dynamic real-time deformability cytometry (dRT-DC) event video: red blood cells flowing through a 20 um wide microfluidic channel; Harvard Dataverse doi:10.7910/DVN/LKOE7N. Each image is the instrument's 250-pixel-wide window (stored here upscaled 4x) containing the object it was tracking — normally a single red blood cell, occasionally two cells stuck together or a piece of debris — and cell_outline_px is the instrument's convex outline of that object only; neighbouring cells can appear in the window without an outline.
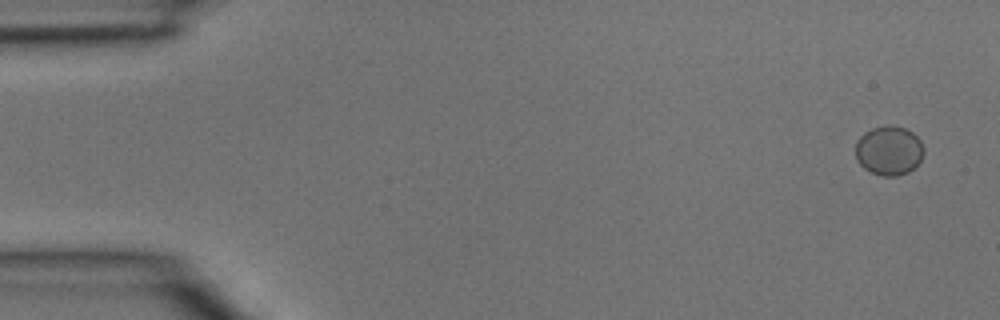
{"species": "common noctule bat (a hibernating species)", "species_latin": "Nyctalus noctula", "temperature_condition": "room temperature", "stored_images_in_passage": 4, "camera_frame_rate_fps": 3000, "um_per_image_px": 0.085, "animal": {"sex": "male", "body_mass_g": 15.6}, "frame": {"image": 1, "passage_image": 1, "time_ms": 0.0, "image_size_px": [1000, 320], "cell_outline_px": [[924, 152], [920, 160], [908, 172], [896, 176], [884, 176], [872, 172], [864, 168], [856, 160], [856, 140], [864, 132], [872, 128], [888, 124], [904, 128], [912, 132], [920, 140], [924, 148]], "centroid_in_image_um": [75.54, 12.78], "position_along_channel_um": 9.5, "area_um2": 19.59}}
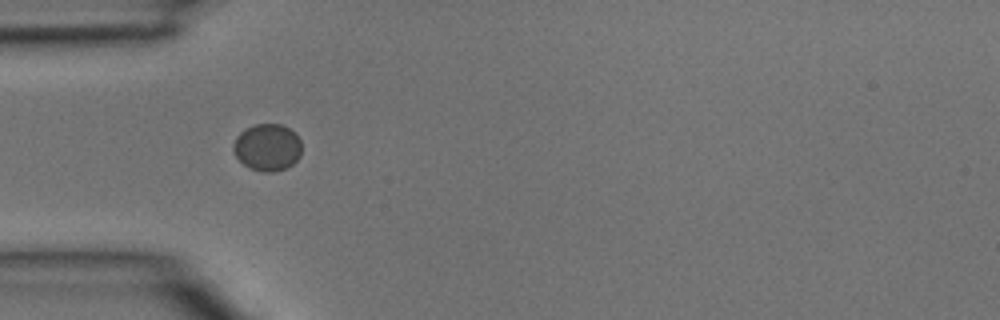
{"frame": {"image": 2, "passage_image": 4, "time_ms": 1.0, "image_size_px": [1000, 320], "cell_outline_px": [[300, 156], [292, 164], [284, 168], [272, 172], [264, 172], [248, 168], [232, 152], [232, 144], [236, 136], [244, 128], [256, 124], [280, 124], [288, 128], [300, 140]], "centroid_in_image_um": [22.67, 12.52], "position_along_channel_um": 62.3, "area_um2": 18.67}}